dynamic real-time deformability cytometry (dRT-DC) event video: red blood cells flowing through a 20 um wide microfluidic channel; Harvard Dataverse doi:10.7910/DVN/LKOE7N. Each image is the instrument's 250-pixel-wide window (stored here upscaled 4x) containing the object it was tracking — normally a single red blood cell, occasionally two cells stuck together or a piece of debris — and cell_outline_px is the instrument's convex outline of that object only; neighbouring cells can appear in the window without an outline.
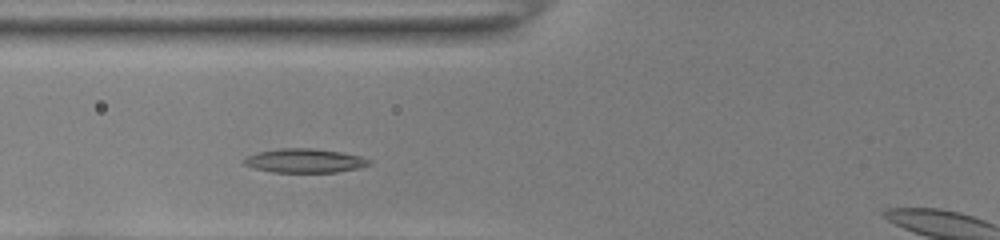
{"species": "common noctule bat (a hibernating species)", "species_latin": "Nyctalus noctula", "temperature_condition": "room temperature", "stored_images_in_passage": 29, "camera_frame_rate_fps": 3000, "um_per_image_px": 0.085, "animal": {"sex": "female", "body_mass_g": 22.0, "forearm_length_mm": 56.7}, "frame": {"image": 1, "passage_image": 6, "time_ms": 1.667, "image_size_px": [1000, 240], "cell_outline_px": [[372, 164], [356, 168], [336, 172], [272, 172], [256, 168], [244, 164], [240, 160], [256, 152], [284, 148], [308, 148], [340, 152], [360, 156], [372, 160]], "centroid_in_image_um": [25.88, 13.66], "position_along_channel_um": 99.9, "area_um2": 17.34}}
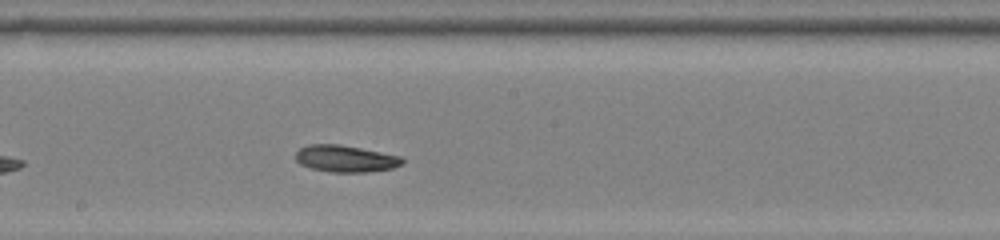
{"frame": {"image": 2, "passage_image": 15, "time_ms": 4.667, "image_size_px": [1000, 240], "cell_outline_px": [[404, 160], [400, 164], [392, 168], [368, 172], [328, 172], [312, 168], [300, 164], [296, 160], [296, 152], [300, 148], [308, 144], [340, 144], [400, 156]], "centroid_in_image_um": [29.33, 13.48], "position_along_channel_um": 218.9, "area_um2": 16.53}}
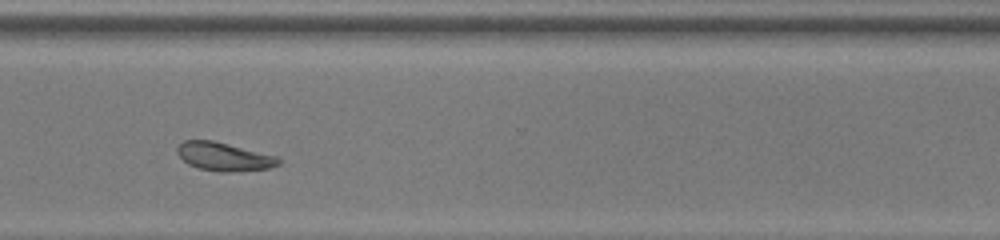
{"frame": {"image": 3, "passage_image": 25, "time_ms": 8.0, "image_size_px": [1000, 240], "cell_outline_px": [[280, 164], [268, 168], [228, 172], [220, 172], [200, 168], [188, 164], [176, 152], [176, 148], [184, 140], [212, 140], [276, 156], [280, 160]], "centroid_in_image_um": [19.01, 13.31], "position_along_channel_um": 351.6, "area_um2": 16.47}, "authors_computed_cell_mechanics": {"area_um2": 16.6464, "velocity_mm_per_s": 3.9695, "shape_relaxation_time_tau1_ms": 5.567, "shape_relaxation_time_tau2_ms": null, "deformation_change_tau1": 0.1666, "deformation_change_tau2": null}}